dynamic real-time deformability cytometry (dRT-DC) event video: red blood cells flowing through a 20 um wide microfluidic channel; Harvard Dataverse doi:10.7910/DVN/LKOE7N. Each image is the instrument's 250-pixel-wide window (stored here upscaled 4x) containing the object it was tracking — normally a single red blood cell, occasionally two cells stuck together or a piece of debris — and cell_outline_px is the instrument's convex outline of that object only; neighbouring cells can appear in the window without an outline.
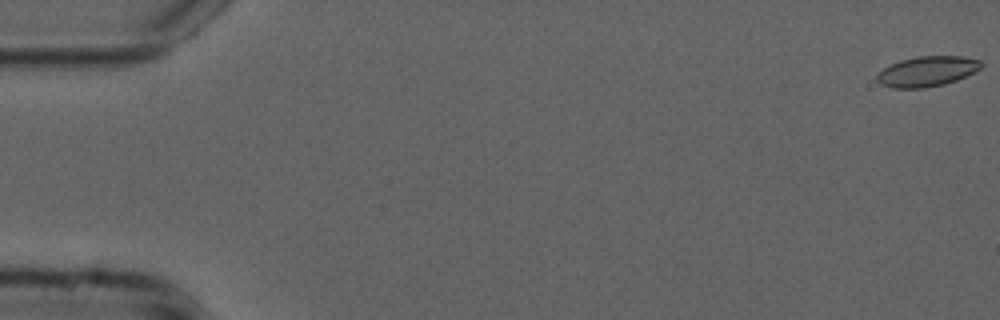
{"species": "common noctule bat (a hibernating species)", "species_latin": "Nyctalus noctula", "temperature_condition": "cold", "stored_images_in_passage": 55, "camera_frame_rate_fps": 3000, "um_per_image_px": 0.085, "animal": {"sex": "male", "forearm_length_mm": 52.5}, "frame": {"image": 1, "passage_image": 1, "time_ms": 0.0, "image_size_px": [1000, 320], "cell_outline_px": [[984, 64], [976, 72], [956, 80], [944, 84], [924, 88], [892, 88], [880, 84], [876, 80], [876, 76], [884, 68], [900, 60], [916, 56], [964, 56], [980, 60]], "centroid_in_image_um": [78.82, 6.06], "position_along_channel_um": 6.2, "area_um2": 18.44}}
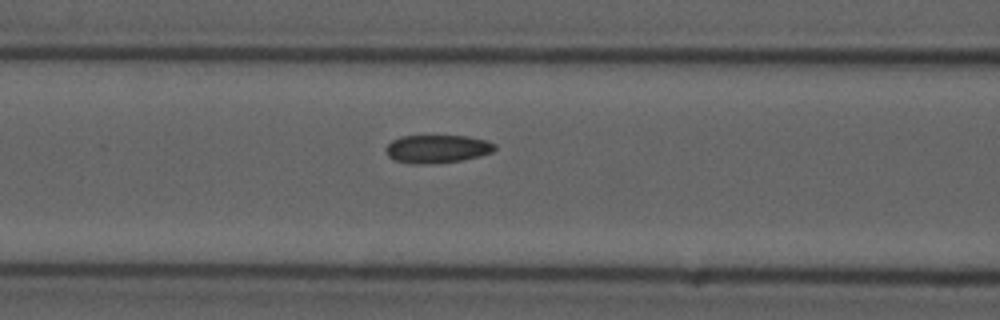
{"frame": {"image": 2, "passage_image": 23, "time_ms": 7.333, "image_size_px": [1000, 320], "cell_outline_px": [[496, 148], [492, 152], [480, 156], [460, 160], [432, 164], [412, 164], [396, 160], [388, 156], [384, 148], [392, 140], [400, 136], [468, 136], [488, 140], [496, 144]], "centroid_in_image_um": [37.17, 12.65], "position_along_channel_um": 129.4, "area_um2": 17.98}}
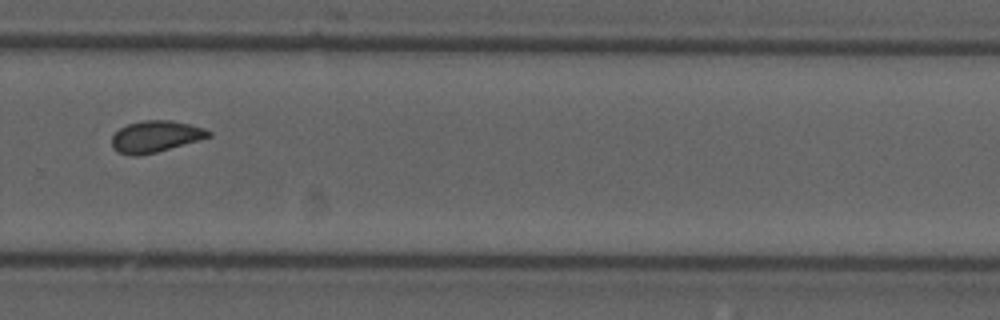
{"frame": {"image": 3, "passage_image": 38, "time_ms": 12.333, "image_size_px": [1000, 320], "cell_outline_px": [[212, 136], [200, 140], [156, 152], [136, 156], [132, 156], [116, 152], [112, 148], [112, 136], [120, 128], [128, 124], [144, 120], [172, 120], [204, 128], [212, 132]], "centroid_in_image_um": [13.22, 11.61], "position_along_channel_um": 316.6, "area_um2": 17.8}, "authors_computed_cell_mechanics": {"area_um2": 17.918, "velocity_mm_per_s": 3.7569, "shape_relaxation_time_tau1_ms": null, "shape_relaxation_time_tau2_ms": 2.2217, "deformation_change_tau1": null, "deformation_change_tau2": 0.0722}}